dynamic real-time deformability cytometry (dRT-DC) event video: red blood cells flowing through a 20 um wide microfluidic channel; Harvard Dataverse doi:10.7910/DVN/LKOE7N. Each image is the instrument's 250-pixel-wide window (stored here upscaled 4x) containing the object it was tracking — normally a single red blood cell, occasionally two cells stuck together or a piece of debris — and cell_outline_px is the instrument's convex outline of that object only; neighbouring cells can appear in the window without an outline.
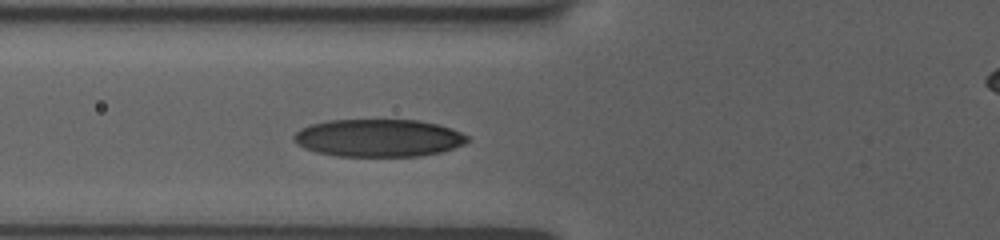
{"species": "human", "species_latin": "Homo sapiens", "temperature_condition": "room temperature", "stored_images_in_passage": 3, "camera_frame_rate_fps": 3000, "um_per_image_px": 0.085, "donor": {"sex": "female"}, "frame": {"image": 1, "passage_image": 3, "time_ms": 1.333, "image_size_px": [1000, 240], "cell_outline_px": [[468, 140], [464, 144], [444, 152], [420, 156], [336, 156], [316, 152], [304, 148], [296, 144], [292, 140], [292, 136], [300, 128], [312, 124], [328, 120], [416, 120], [436, 124], [460, 132], [468, 136]], "centroid_in_image_um": [32.13, 11.73], "position_along_channel_um": 93.7, "area_um2": 38.15}}